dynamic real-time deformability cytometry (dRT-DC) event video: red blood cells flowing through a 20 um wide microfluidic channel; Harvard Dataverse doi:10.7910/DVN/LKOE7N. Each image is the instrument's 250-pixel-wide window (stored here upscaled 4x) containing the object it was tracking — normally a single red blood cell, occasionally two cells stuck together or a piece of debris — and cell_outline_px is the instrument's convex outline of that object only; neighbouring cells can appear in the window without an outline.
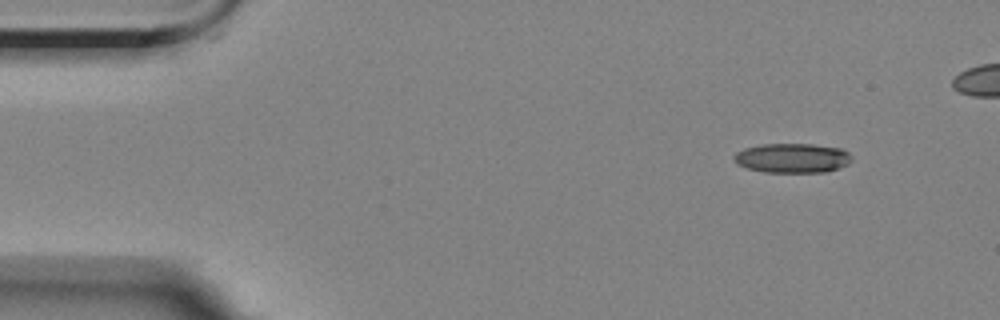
{"species": "Egyptian fruit bat (a non-hibernating species)", "species_latin": "Rousettus aegyptiacus", "temperature_condition": "room temperature", "stored_images_in_passage": 5, "camera_frame_rate_fps": 3000, "um_per_image_px": 0.085, "animal": {"sex": "female"}, "frame": {"image": 1, "passage_image": 1, "time_ms": 0.0, "image_size_px": [1000, 320], "cell_outline_px": [[852, 160], [848, 164], [824, 172], [764, 172], [748, 168], [736, 164], [732, 160], [732, 156], [736, 152], [744, 148], [760, 144], [812, 144], [840, 148], [848, 152], [852, 156]], "centroid_in_image_um": [67.3, 13.43], "position_along_channel_um": 17.7, "area_um2": 20.35}}
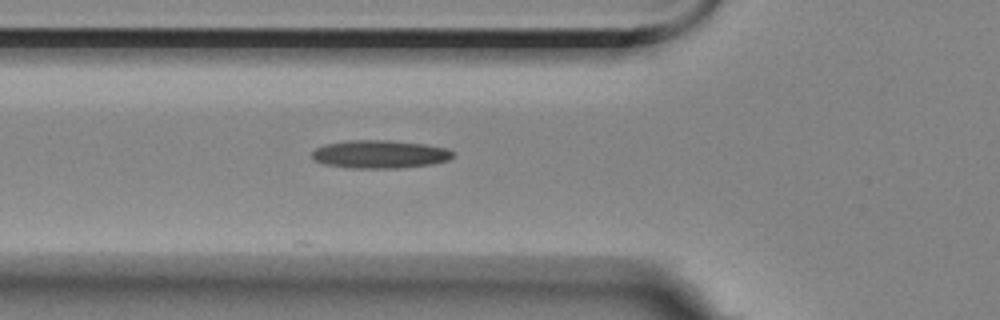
{"frame": {"image": 2, "passage_image": 5, "time_ms": 4.667, "image_size_px": [1000, 320], "cell_outline_px": [[452, 156], [448, 160], [432, 164], [400, 168], [348, 168], [324, 164], [312, 160], [312, 152], [316, 148], [324, 144], [348, 140], [388, 140], [424, 144], [444, 148], [452, 152]], "centroid_in_image_um": [32.22, 13.11], "position_along_channel_um": 93.6, "area_um2": 23.06}}